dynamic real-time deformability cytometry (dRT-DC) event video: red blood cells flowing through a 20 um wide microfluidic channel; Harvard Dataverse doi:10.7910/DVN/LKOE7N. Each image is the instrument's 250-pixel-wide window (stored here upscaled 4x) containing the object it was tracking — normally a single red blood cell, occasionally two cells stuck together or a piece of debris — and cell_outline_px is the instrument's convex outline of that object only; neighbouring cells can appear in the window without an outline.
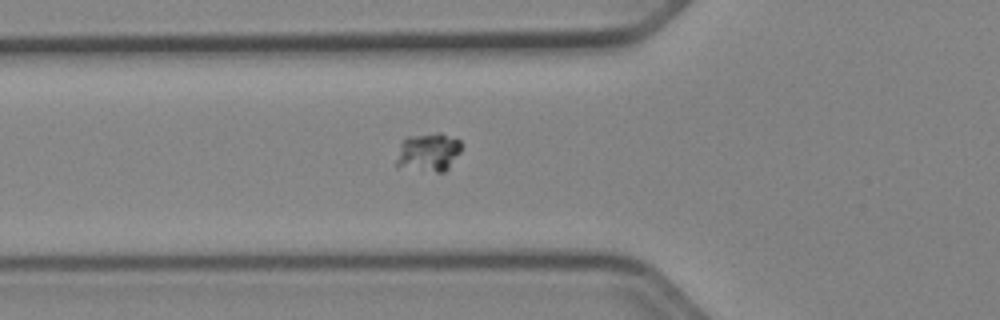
{"species": "Egyptian fruit bat (a non-hibernating species)", "species_latin": "Rousettus aegyptiacus", "temperature_condition": "cold", "stored_images_in_passage": 36, "camera_frame_rate_fps": 3000, "um_per_image_px": 0.085, "animal": {"sex": "female"}, "frame": {"image": 1, "passage_image": 3, "time_ms": 0.667, "image_size_px": [1000, 320], "cell_outline_px": [[464, 144], [460, 152], [448, 168], [444, 172], [436, 172], [396, 164], [396, 160], [400, 144], [404, 136], [436, 132], [440, 132], [460, 140]], "centroid_in_image_um": [36.46, 12.87], "position_along_channel_um": 89.3, "area_um2": 14.57}}
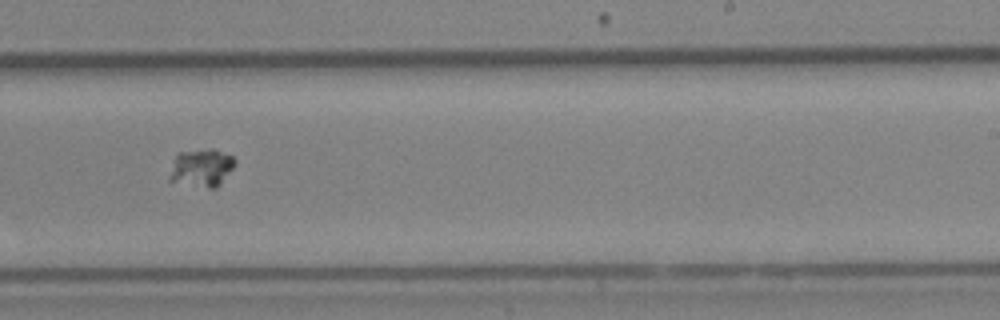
{"frame": {"image": 2, "passage_image": 17, "time_ms": 5.333, "image_size_px": [1000, 320], "cell_outline_px": [[236, 164], [220, 184], [216, 188], [208, 188], [168, 180], [168, 176], [176, 156], [180, 152], [212, 148], [232, 156], [236, 160]], "centroid_in_image_um": [17.15, 14.26], "position_along_channel_um": 271.9, "area_um2": 14.28}}
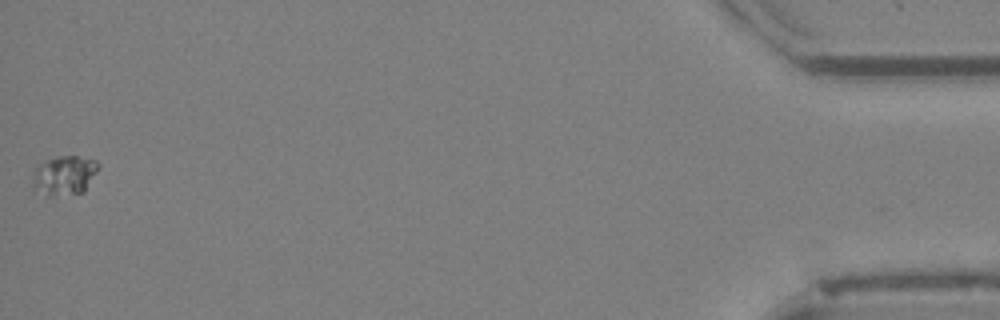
{"frame": {"image": 3, "passage_image": 36, "time_ms": 11.667, "image_size_px": [1000, 320], "cell_outline_px": [[100, 168], [84, 192], [52, 196], [48, 196], [32, 192], [32, 176], [36, 164], [44, 160], [56, 156], [76, 156], [96, 160], [100, 164]], "centroid_in_image_um": [5.42, 14.91], "position_along_channel_um": 429.8, "area_um2": 15.72}}